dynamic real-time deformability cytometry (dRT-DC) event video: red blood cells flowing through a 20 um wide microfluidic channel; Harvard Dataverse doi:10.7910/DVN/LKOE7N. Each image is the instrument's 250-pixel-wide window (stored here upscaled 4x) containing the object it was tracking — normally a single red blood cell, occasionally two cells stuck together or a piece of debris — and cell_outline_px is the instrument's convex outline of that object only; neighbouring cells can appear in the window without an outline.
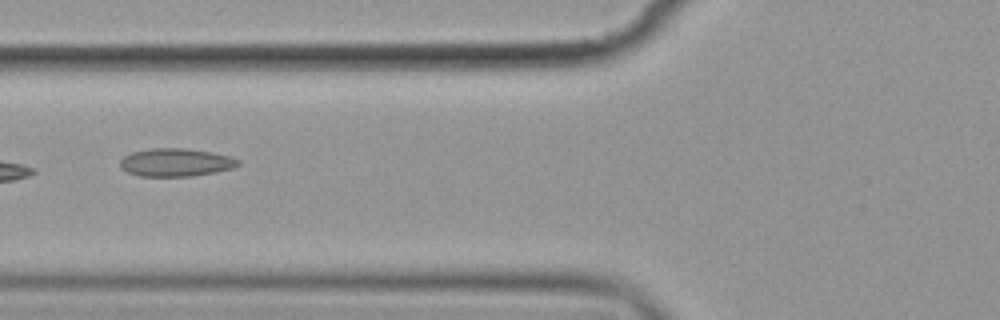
{"species": "common noctule bat (a hibernating species)", "species_latin": "Nyctalus noctula", "temperature_condition": "cold", "stored_images_in_passage": 14, "camera_frame_rate_fps": 3000, "um_per_image_px": 0.085, "animal": {"sex": "female", "body_mass_g": 19.9}, "frame": {"image": 1, "passage_image": 5, "time_ms": 5.667, "image_size_px": [1000, 320], "cell_outline_px": [[240, 164], [232, 168], [216, 172], [192, 176], [140, 176], [128, 172], [120, 168], [120, 160], [124, 156], [132, 152], [152, 148], [184, 148], [212, 152], [232, 156], [240, 160]], "centroid_in_image_um": [14.96, 13.8], "position_along_channel_um": 110.8, "area_um2": 19.36}}
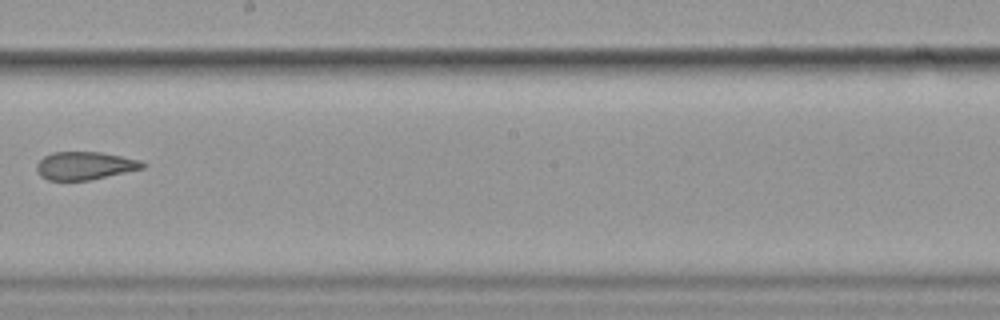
{"frame": {"image": 2, "passage_image": 8, "time_ms": 9.333, "image_size_px": [1000, 320], "cell_outline_px": [[148, 164], [144, 168], [88, 180], [48, 180], [40, 176], [36, 168], [36, 164], [44, 156], [52, 152], [100, 152], [140, 160]], "centroid_in_image_um": [7.2, 14.08], "position_along_channel_um": 241.0, "area_um2": 17.17}}
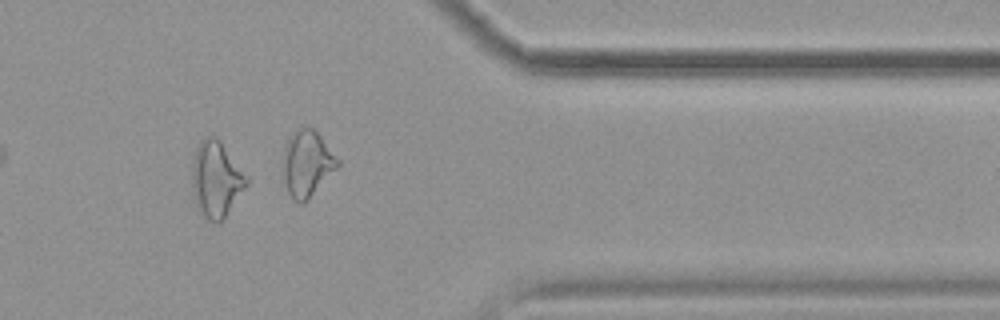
{"frame": {"image": 3, "passage_image": 12, "time_ms": 13.667, "image_size_px": [1000, 320], "cell_outline_px": [[248, 184], [224, 216], [216, 224], [200, 216], [192, 192], [192, 156], [200, 140], [204, 136], [216, 136], [220, 140], [248, 176]], "centroid_in_image_um": [18.34, 15.21], "position_along_channel_um": 393.1, "area_um2": 24.33}}